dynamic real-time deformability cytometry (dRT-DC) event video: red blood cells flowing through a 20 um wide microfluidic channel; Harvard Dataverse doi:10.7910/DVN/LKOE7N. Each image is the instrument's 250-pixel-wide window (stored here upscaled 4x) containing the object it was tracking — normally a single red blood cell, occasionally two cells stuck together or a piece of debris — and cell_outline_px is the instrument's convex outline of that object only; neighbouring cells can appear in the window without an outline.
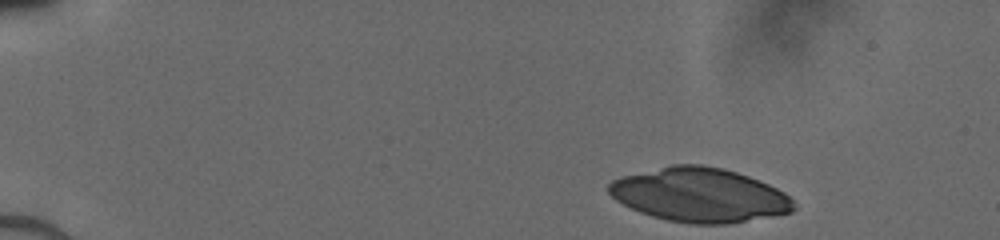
{"species": "human", "species_latin": "Homo sapiens", "temperature_condition": "cold", "stored_images_in_passage": 43, "camera_frame_rate_fps": 3000, "um_per_image_px": 0.085, "donor": {"sex": "male"}, "frame": {"image": 1, "passage_image": 1, "time_ms": 0.0, "image_size_px": [1000, 240], "cell_outline_px": [[796, 208], [792, 212], [772, 216], [728, 224], [688, 224], [668, 220], [652, 216], [640, 212], [616, 200], [608, 192], [608, 184], [612, 180], [620, 176], [672, 164], [700, 164], [720, 168], [736, 172], [748, 176], [768, 184], [784, 192], [796, 204]], "centroid_in_image_um": [59.45, 16.57], "position_along_channel_um": 25.5, "area_um2": 58.32}}